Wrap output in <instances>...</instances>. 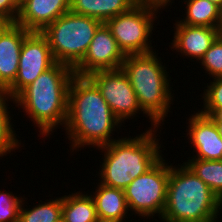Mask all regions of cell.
Returning a JSON list of instances; mask_svg holds the SVG:
<instances>
[{
	"instance_id": "cell-1",
	"label": "cell",
	"mask_w": 222,
	"mask_h": 222,
	"mask_svg": "<svg viewBox=\"0 0 222 222\" xmlns=\"http://www.w3.org/2000/svg\"><path fill=\"white\" fill-rule=\"evenodd\" d=\"M122 123L114 116L98 87L87 77L75 75L68 90V116L64 127L71 150L110 144ZM112 134V135H111Z\"/></svg>"
},
{
	"instance_id": "cell-2",
	"label": "cell",
	"mask_w": 222,
	"mask_h": 222,
	"mask_svg": "<svg viewBox=\"0 0 222 222\" xmlns=\"http://www.w3.org/2000/svg\"><path fill=\"white\" fill-rule=\"evenodd\" d=\"M74 76L72 67L56 62L14 98L15 106L22 107L40 129V135L48 137L59 125L65 127L68 90Z\"/></svg>"
},
{
	"instance_id": "cell-3",
	"label": "cell",
	"mask_w": 222,
	"mask_h": 222,
	"mask_svg": "<svg viewBox=\"0 0 222 222\" xmlns=\"http://www.w3.org/2000/svg\"><path fill=\"white\" fill-rule=\"evenodd\" d=\"M156 129L146 130L135 138L123 137L97 148L104 151L98 175L100 183L125 190L137 177L148 171L162 156ZM161 154V155H160Z\"/></svg>"
},
{
	"instance_id": "cell-4",
	"label": "cell",
	"mask_w": 222,
	"mask_h": 222,
	"mask_svg": "<svg viewBox=\"0 0 222 222\" xmlns=\"http://www.w3.org/2000/svg\"><path fill=\"white\" fill-rule=\"evenodd\" d=\"M221 208L222 201L185 163L170 164L163 222H216Z\"/></svg>"
},
{
	"instance_id": "cell-5",
	"label": "cell",
	"mask_w": 222,
	"mask_h": 222,
	"mask_svg": "<svg viewBox=\"0 0 222 222\" xmlns=\"http://www.w3.org/2000/svg\"><path fill=\"white\" fill-rule=\"evenodd\" d=\"M160 60L156 51H152L126 55L121 65L135 91L143 114H146L152 123L151 129L162 126L160 124L165 121L174 99L170 87L171 80L168 78L169 72Z\"/></svg>"
},
{
	"instance_id": "cell-6",
	"label": "cell",
	"mask_w": 222,
	"mask_h": 222,
	"mask_svg": "<svg viewBox=\"0 0 222 222\" xmlns=\"http://www.w3.org/2000/svg\"><path fill=\"white\" fill-rule=\"evenodd\" d=\"M101 24L98 19L68 11L41 33L47 38L55 62L74 68L84 58Z\"/></svg>"
},
{
	"instance_id": "cell-7",
	"label": "cell",
	"mask_w": 222,
	"mask_h": 222,
	"mask_svg": "<svg viewBox=\"0 0 222 222\" xmlns=\"http://www.w3.org/2000/svg\"><path fill=\"white\" fill-rule=\"evenodd\" d=\"M159 9L137 3L128 12L105 22L123 54H143L154 49L150 41ZM157 13V14H156ZM150 42V43H149ZM151 44V45H150Z\"/></svg>"
},
{
	"instance_id": "cell-8",
	"label": "cell",
	"mask_w": 222,
	"mask_h": 222,
	"mask_svg": "<svg viewBox=\"0 0 222 222\" xmlns=\"http://www.w3.org/2000/svg\"><path fill=\"white\" fill-rule=\"evenodd\" d=\"M170 165L160 158L148 171L134 179L124 190L129 211L138 216H161L165 209Z\"/></svg>"
},
{
	"instance_id": "cell-9",
	"label": "cell",
	"mask_w": 222,
	"mask_h": 222,
	"mask_svg": "<svg viewBox=\"0 0 222 222\" xmlns=\"http://www.w3.org/2000/svg\"><path fill=\"white\" fill-rule=\"evenodd\" d=\"M99 89L114 116L124 123L143 110L135 91L122 69L95 71L87 76ZM132 116V117H131Z\"/></svg>"
},
{
	"instance_id": "cell-10",
	"label": "cell",
	"mask_w": 222,
	"mask_h": 222,
	"mask_svg": "<svg viewBox=\"0 0 222 222\" xmlns=\"http://www.w3.org/2000/svg\"><path fill=\"white\" fill-rule=\"evenodd\" d=\"M55 63L47 38L41 32L31 31L21 47L17 76L4 92L14 99Z\"/></svg>"
},
{
	"instance_id": "cell-11",
	"label": "cell",
	"mask_w": 222,
	"mask_h": 222,
	"mask_svg": "<svg viewBox=\"0 0 222 222\" xmlns=\"http://www.w3.org/2000/svg\"><path fill=\"white\" fill-rule=\"evenodd\" d=\"M125 59L110 29L102 23L96 30L84 58L73 68L75 75L88 76L95 71L117 70Z\"/></svg>"
},
{
	"instance_id": "cell-12",
	"label": "cell",
	"mask_w": 222,
	"mask_h": 222,
	"mask_svg": "<svg viewBox=\"0 0 222 222\" xmlns=\"http://www.w3.org/2000/svg\"><path fill=\"white\" fill-rule=\"evenodd\" d=\"M190 116L187 136L196 152L192 159L222 160V138L214 121L199 110Z\"/></svg>"
},
{
	"instance_id": "cell-13",
	"label": "cell",
	"mask_w": 222,
	"mask_h": 222,
	"mask_svg": "<svg viewBox=\"0 0 222 222\" xmlns=\"http://www.w3.org/2000/svg\"><path fill=\"white\" fill-rule=\"evenodd\" d=\"M30 32L16 23H10L0 33V92H4L14 82L21 47Z\"/></svg>"
},
{
	"instance_id": "cell-14",
	"label": "cell",
	"mask_w": 222,
	"mask_h": 222,
	"mask_svg": "<svg viewBox=\"0 0 222 222\" xmlns=\"http://www.w3.org/2000/svg\"><path fill=\"white\" fill-rule=\"evenodd\" d=\"M174 36L172 49L180 52L182 56L201 60L205 52L211 47L216 38L222 33V28L202 26H189L179 20L174 24Z\"/></svg>"
},
{
	"instance_id": "cell-15",
	"label": "cell",
	"mask_w": 222,
	"mask_h": 222,
	"mask_svg": "<svg viewBox=\"0 0 222 222\" xmlns=\"http://www.w3.org/2000/svg\"><path fill=\"white\" fill-rule=\"evenodd\" d=\"M70 11V0H25L15 21L29 31L41 32L47 25Z\"/></svg>"
},
{
	"instance_id": "cell-16",
	"label": "cell",
	"mask_w": 222,
	"mask_h": 222,
	"mask_svg": "<svg viewBox=\"0 0 222 222\" xmlns=\"http://www.w3.org/2000/svg\"><path fill=\"white\" fill-rule=\"evenodd\" d=\"M97 186L90 196L95 203L98 218L124 221L129 211L124 190L101 183Z\"/></svg>"
},
{
	"instance_id": "cell-17",
	"label": "cell",
	"mask_w": 222,
	"mask_h": 222,
	"mask_svg": "<svg viewBox=\"0 0 222 222\" xmlns=\"http://www.w3.org/2000/svg\"><path fill=\"white\" fill-rule=\"evenodd\" d=\"M136 4V0H70V11L105 23L119 14L128 12Z\"/></svg>"
},
{
	"instance_id": "cell-18",
	"label": "cell",
	"mask_w": 222,
	"mask_h": 222,
	"mask_svg": "<svg viewBox=\"0 0 222 222\" xmlns=\"http://www.w3.org/2000/svg\"><path fill=\"white\" fill-rule=\"evenodd\" d=\"M185 14L179 22L189 26L222 28V9L209 0H183Z\"/></svg>"
},
{
	"instance_id": "cell-19",
	"label": "cell",
	"mask_w": 222,
	"mask_h": 222,
	"mask_svg": "<svg viewBox=\"0 0 222 222\" xmlns=\"http://www.w3.org/2000/svg\"><path fill=\"white\" fill-rule=\"evenodd\" d=\"M62 222H98L93 198L88 193L76 192L62 197Z\"/></svg>"
},
{
	"instance_id": "cell-20",
	"label": "cell",
	"mask_w": 222,
	"mask_h": 222,
	"mask_svg": "<svg viewBox=\"0 0 222 222\" xmlns=\"http://www.w3.org/2000/svg\"><path fill=\"white\" fill-rule=\"evenodd\" d=\"M184 163L222 201V160L188 159Z\"/></svg>"
},
{
	"instance_id": "cell-21",
	"label": "cell",
	"mask_w": 222,
	"mask_h": 222,
	"mask_svg": "<svg viewBox=\"0 0 222 222\" xmlns=\"http://www.w3.org/2000/svg\"><path fill=\"white\" fill-rule=\"evenodd\" d=\"M22 200L18 222H59L62 216V197L39 203L31 208H24Z\"/></svg>"
},
{
	"instance_id": "cell-22",
	"label": "cell",
	"mask_w": 222,
	"mask_h": 222,
	"mask_svg": "<svg viewBox=\"0 0 222 222\" xmlns=\"http://www.w3.org/2000/svg\"><path fill=\"white\" fill-rule=\"evenodd\" d=\"M8 101L14 102V99L5 92H0V157L6 156L21 145V141L18 142L16 131L12 127L14 125L10 121L12 118L7 109Z\"/></svg>"
},
{
	"instance_id": "cell-23",
	"label": "cell",
	"mask_w": 222,
	"mask_h": 222,
	"mask_svg": "<svg viewBox=\"0 0 222 222\" xmlns=\"http://www.w3.org/2000/svg\"><path fill=\"white\" fill-rule=\"evenodd\" d=\"M211 78L222 77V33L199 61Z\"/></svg>"
},
{
	"instance_id": "cell-24",
	"label": "cell",
	"mask_w": 222,
	"mask_h": 222,
	"mask_svg": "<svg viewBox=\"0 0 222 222\" xmlns=\"http://www.w3.org/2000/svg\"><path fill=\"white\" fill-rule=\"evenodd\" d=\"M208 85L207 89L203 92V108L199 111L200 113L209 116L215 110L222 109V77L213 78Z\"/></svg>"
},
{
	"instance_id": "cell-25",
	"label": "cell",
	"mask_w": 222,
	"mask_h": 222,
	"mask_svg": "<svg viewBox=\"0 0 222 222\" xmlns=\"http://www.w3.org/2000/svg\"><path fill=\"white\" fill-rule=\"evenodd\" d=\"M24 197L0 190V222H18L19 210Z\"/></svg>"
},
{
	"instance_id": "cell-26",
	"label": "cell",
	"mask_w": 222,
	"mask_h": 222,
	"mask_svg": "<svg viewBox=\"0 0 222 222\" xmlns=\"http://www.w3.org/2000/svg\"><path fill=\"white\" fill-rule=\"evenodd\" d=\"M19 14V5L15 0H0V21L15 23Z\"/></svg>"
},
{
	"instance_id": "cell-27",
	"label": "cell",
	"mask_w": 222,
	"mask_h": 222,
	"mask_svg": "<svg viewBox=\"0 0 222 222\" xmlns=\"http://www.w3.org/2000/svg\"><path fill=\"white\" fill-rule=\"evenodd\" d=\"M136 1L139 4L154 7L159 10L162 8L164 9V7L166 8L167 5L169 6L170 3L171 4L173 3V2H171L172 0H136Z\"/></svg>"
},
{
	"instance_id": "cell-28",
	"label": "cell",
	"mask_w": 222,
	"mask_h": 222,
	"mask_svg": "<svg viewBox=\"0 0 222 222\" xmlns=\"http://www.w3.org/2000/svg\"><path fill=\"white\" fill-rule=\"evenodd\" d=\"M209 117L213 121H222V109L215 110Z\"/></svg>"
},
{
	"instance_id": "cell-29",
	"label": "cell",
	"mask_w": 222,
	"mask_h": 222,
	"mask_svg": "<svg viewBox=\"0 0 222 222\" xmlns=\"http://www.w3.org/2000/svg\"><path fill=\"white\" fill-rule=\"evenodd\" d=\"M214 123L218 129L220 137L222 138V121H214Z\"/></svg>"
},
{
	"instance_id": "cell-30",
	"label": "cell",
	"mask_w": 222,
	"mask_h": 222,
	"mask_svg": "<svg viewBox=\"0 0 222 222\" xmlns=\"http://www.w3.org/2000/svg\"><path fill=\"white\" fill-rule=\"evenodd\" d=\"M9 22L0 21V33L9 25Z\"/></svg>"
},
{
	"instance_id": "cell-31",
	"label": "cell",
	"mask_w": 222,
	"mask_h": 222,
	"mask_svg": "<svg viewBox=\"0 0 222 222\" xmlns=\"http://www.w3.org/2000/svg\"><path fill=\"white\" fill-rule=\"evenodd\" d=\"M98 222H124V221L112 220V219H99Z\"/></svg>"
},
{
	"instance_id": "cell-32",
	"label": "cell",
	"mask_w": 222,
	"mask_h": 222,
	"mask_svg": "<svg viewBox=\"0 0 222 222\" xmlns=\"http://www.w3.org/2000/svg\"><path fill=\"white\" fill-rule=\"evenodd\" d=\"M209 1L218 5L222 9V0H209Z\"/></svg>"
},
{
	"instance_id": "cell-33",
	"label": "cell",
	"mask_w": 222,
	"mask_h": 222,
	"mask_svg": "<svg viewBox=\"0 0 222 222\" xmlns=\"http://www.w3.org/2000/svg\"><path fill=\"white\" fill-rule=\"evenodd\" d=\"M18 5L22 4L25 0H15Z\"/></svg>"
}]
</instances>
